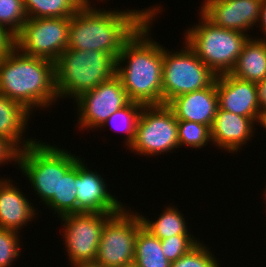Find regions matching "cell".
Returning a JSON list of instances; mask_svg holds the SVG:
<instances>
[{
	"instance_id": "35",
	"label": "cell",
	"mask_w": 266,
	"mask_h": 267,
	"mask_svg": "<svg viewBox=\"0 0 266 267\" xmlns=\"http://www.w3.org/2000/svg\"><path fill=\"white\" fill-rule=\"evenodd\" d=\"M257 124L261 125V127L265 128L266 130V109L260 110V115Z\"/></svg>"
},
{
	"instance_id": "11",
	"label": "cell",
	"mask_w": 266,
	"mask_h": 267,
	"mask_svg": "<svg viewBox=\"0 0 266 267\" xmlns=\"http://www.w3.org/2000/svg\"><path fill=\"white\" fill-rule=\"evenodd\" d=\"M70 17L27 19L15 36V47L25 55L55 61L67 49Z\"/></svg>"
},
{
	"instance_id": "5",
	"label": "cell",
	"mask_w": 266,
	"mask_h": 267,
	"mask_svg": "<svg viewBox=\"0 0 266 267\" xmlns=\"http://www.w3.org/2000/svg\"><path fill=\"white\" fill-rule=\"evenodd\" d=\"M55 144L38 139L18 152L17 165L29 181L39 204L60 199L61 176H64L81 158Z\"/></svg>"
},
{
	"instance_id": "4",
	"label": "cell",
	"mask_w": 266,
	"mask_h": 267,
	"mask_svg": "<svg viewBox=\"0 0 266 267\" xmlns=\"http://www.w3.org/2000/svg\"><path fill=\"white\" fill-rule=\"evenodd\" d=\"M117 59L97 50L66 49L54 61L55 83L60 99L74 101L116 75Z\"/></svg>"
},
{
	"instance_id": "12",
	"label": "cell",
	"mask_w": 266,
	"mask_h": 267,
	"mask_svg": "<svg viewBox=\"0 0 266 267\" xmlns=\"http://www.w3.org/2000/svg\"><path fill=\"white\" fill-rule=\"evenodd\" d=\"M130 102L120 79L115 75L91 91L83 93L73 102L78 114L76 128H81V131L99 130L113 113Z\"/></svg>"
},
{
	"instance_id": "31",
	"label": "cell",
	"mask_w": 266,
	"mask_h": 267,
	"mask_svg": "<svg viewBox=\"0 0 266 267\" xmlns=\"http://www.w3.org/2000/svg\"><path fill=\"white\" fill-rule=\"evenodd\" d=\"M18 151L6 140L0 138V165H6L13 163L17 165Z\"/></svg>"
},
{
	"instance_id": "25",
	"label": "cell",
	"mask_w": 266,
	"mask_h": 267,
	"mask_svg": "<svg viewBox=\"0 0 266 267\" xmlns=\"http://www.w3.org/2000/svg\"><path fill=\"white\" fill-rule=\"evenodd\" d=\"M143 106L141 103L131 101L127 106L113 113L99 129L102 131L106 126H110L116 132H123L125 137L123 146L128 148L134 140L137 121Z\"/></svg>"
},
{
	"instance_id": "30",
	"label": "cell",
	"mask_w": 266,
	"mask_h": 267,
	"mask_svg": "<svg viewBox=\"0 0 266 267\" xmlns=\"http://www.w3.org/2000/svg\"><path fill=\"white\" fill-rule=\"evenodd\" d=\"M200 239L193 235H175L161 240L165 257L172 263L193 248Z\"/></svg>"
},
{
	"instance_id": "15",
	"label": "cell",
	"mask_w": 266,
	"mask_h": 267,
	"mask_svg": "<svg viewBox=\"0 0 266 267\" xmlns=\"http://www.w3.org/2000/svg\"><path fill=\"white\" fill-rule=\"evenodd\" d=\"M219 109L251 118L258 122L260 106L257 83L245 81L230 73L216 77Z\"/></svg>"
},
{
	"instance_id": "13",
	"label": "cell",
	"mask_w": 266,
	"mask_h": 267,
	"mask_svg": "<svg viewBox=\"0 0 266 267\" xmlns=\"http://www.w3.org/2000/svg\"><path fill=\"white\" fill-rule=\"evenodd\" d=\"M262 0H204L199 12L212 24L249 33L260 19ZM251 28V29H250Z\"/></svg>"
},
{
	"instance_id": "28",
	"label": "cell",
	"mask_w": 266,
	"mask_h": 267,
	"mask_svg": "<svg viewBox=\"0 0 266 267\" xmlns=\"http://www.w3.org/2000/svg\"><path fill=\"white\" fill-rule=\"evenodd\" d=\"M204 241H199L186 254L177 261L172 262L171 267H220L218 259L211 252Z\"/></svg>"
},
{
	"instance_id": "2",
	"label": "cell",
	"mask_w": 266,
	"mask_h": 267,
	"mask_svg": "<svg viewBox=\"0 0 266 267\" xmlns=\"http://www.w3.org/2000/svg\"><path fill=\"white\" fill-rule=\"evenodd\" d=\"M157 6L158 11L125 43L116 61V76L129 99L143 105L163 104V44L150 34L152 22L162 13L163 6Z\"/></svg>"
},
{
	"instance_id": "16",
	"label": "cell",
	"mask_w": 266,
	"mask_h": 267,
	"mask_svg": "<svg viewBox=\"0 0 266 267\" xmlns=\"http://www.w3.org/2000/svg\"><path fill=\"white\" fill-rule=\"evenodd\" d=\"M255 124L257 125L251 118L218 108L210 128L212 144L224 152L238 153L255 137Z\"/></svg>"
},
{
	"instance_id": "8",
	"label": "cell",
	"mask_w": 266,
	"mask_h": 267,
	"mask_svg": "<svg viewBox=\"0 0 266 267\" xmlns=\"http://www.w3.org/2000/svg\"><path fill=\"white\" fill-rule=\"evenodd\" d=\"M179 149L178 120L167 106L144 105L139 114L135 137L126 149L134 155L156 156Z\"/></svg>"
},
{
	"instance_id": "3",
	"label": "cell",
	"mask_w": 266,
	"mask_h": 267,
	"mask_svg": "<svg viewBox=\"0 0 266 267\" xmlns=\"http://www.w3.org/2000/svg\"><path fill=\"white\" fill-rule=\"evenodd\" d=\"M0 93L31 113L55 105L59 98L54 61L25 55L15 47L0 60Z\"/></svg>"
},
{
	"instance_id": "18",
	"label": "cell",
	"mask_w": 266,
	"mask_h": 267,
	"mask_svg": "<svg viewBox=\"0 0 266 267\" xmlns=\"http://www.w3.org/2000/svg\"><path fill=\"white\" fill-rule=\"evenodd\" d=\"M167 106L177 120L196 122L211 128L219 108L216 79L207 88L175 97Z\"/></svg>"
},
{
	"instance_id": "29",
	"label": "cell",
	"mask_w": 266,
	"mask_h": 267,
	"mask_svg": "<svg viewBox=\"0 0 266 267\" xmlns=\"http://www.w3.org/2000/svg\"><path fill=\"white\" fill-rule=\"evenodd\" d=\"M20 233L11 229L0 228V267H13V262L21 256Z\"/></svg>"
},
{
	"instance_id": "37",
	"label": "cell",
	"mask_w": 266,
	"mask_h": 267,
	"mask_svg": "<svg viewBox=\"0 0 266 267\" xmlns=\"http://www.w3.org/2000/svg\"><path fill=\"white\" fill-rule=\"evenodd\" d=\"M264 194H262L263 196H264V200L266 201V187H265V189H263V191H262ZM265 204H266V202H265Z\"/></svg>"
},
{
	"instance_id": "21",
	"label": "cell",
	"mask_w": 266,
	"mask_h": 267,
	"mask_svg": "<svg viewBox=\"0 0 266 267\" xmlns=\"http://www.w3.org/2000/svg\"><path fill=\"white\" fill-rule=\"evenodd\" d=\"M165 209L160 213L159 217L150 220L139 213L143 227L148 230L153 236L160 240L169 238L175 235H193L190 232L184 214L181 213L175 205H165ZM157 218V219H156ZM189 229V230H188Z\"/></svg>"
},
{
	"instance_id": "17",
	"label": "cell",
	"mask_w": 266,
	"mask_h": 267,
	"mask_svg": "<svg viewBox=\"0 0 266 267\" xmlns=\"http://www.w3.org/2000/svg\"><path fill=\"white\" fill-rule=\"evenodd\" d=\"M12 179L0 178V228L22 232L39 215L26 194ZM27 197V198H26ZM30 201V202H29ZM37 209V210H35ZM37 211V212H36Z\"/></svg>"
},
{
	"instance_id": "34",
	"label": "cell",
	"mask_w": 266,
	"mask_h": 267,
	"mask_svg": "<svg viewBox=\"0 0 266 267\" xmlns=\"http://www.w3.org/2000/svg\"><path fill=\"white\" fill-rule=\"evenodd\" d=\"M260 110L266 109V78L257 83Z\"/></svg>"
},
{
	"instance_id": "23",
	"label": "cell",
	"mask_w": 266,
	"mask_h": 267,
	"mask_svg": "<svg viewBox=\"0 0 266 267\" xmlns=\"http://www.w3.org/2000/svg\"><path fill=\"white\" fill-rule=\"evenodd\" d=\"M28 19L72 17L84 0H23Z\"/></svg>"
},
{
	"instance_id": "1",
	"label": "cell",
	"mask_w": 266,
	"mask_h": 267,
	"mask_svg": "<svg viewBox=\"0 0 266 267\" xmlns=\"http://www.w3.org/2000/svg\"><path fill=\"white\" fill-rule=\"evenodd\" d=\"M95 6L86 2L70 17L67 49L97 50L117 59L125 43L158 11L157 5L122 11Z\"/></svg>"
},
{
	"instance_id": "38",
	"label": "cell",
	"mask_w": 266,
	"mask_h": 267,
	"mask_svg": "<svg viewBox=\"0 0 266 267\" xmlns=\"http://www.w3.org/2000/svg\"><path fill=\"white\" fill-rule=\"evenodd\" d=\"M84 1H85V2H92V0H84ZM98 1H99L98 4H100V1H102V2L104 1V3L107 2L106 0H97V2H98Z\"/></svg>"
},
{
	"instance_id": "39",
	"label": "cell",
	"mask_w": 266,
	"mask_h": 267,
	"mask_svg": "<svg viewBox=\"0 0 266 267\" xmlns=\"http://www.w3.org/2000/svg\"><path fill=\"white\" fill-rule=\"evenodd\" d=\"M124 267H137V266L133 263V264H130V265H126Z\"/></svg>"
},
{
	"instance_id": "27",
	"label": "cell",
	"mask_w": 266,
	"mask_h": 267,
	"mask_svg": "<svg viewBox=\"0 0 266 267\" xmlns=\"http://www.w3.org/2000/svg\"><path fill=\"white\" fill-rule=\"evenodd\" d=\"M27 19L23 0H0V25L14 36L20 32Z\"/></svg>"
},
{
	"instance_id": "36",
	"label": "cell",
	"mask_w": 266,
	"mask_h": 267,
	"mask_svg": "<svg viewBox=\"0 0 266 267\" xmlns=\"http://www.w3.org/2000/svg\"><path fill=\"white\" fill-rule=\"evenodd\" d=\"M76 267H104V266H101L95 262H92V263H85V264H80Z\"/></svg>"
},
{
	"instance_id": "22",
	"label": "cell",
	"mask_w": 266,
	"mask_h": 267,
	"mask_svg": "<svg viewBox=\"0 0 266 267\" xmlns=\"http://www.w3.org/2000/svg\"><path fill=\"white\" fill-rule=\"evenodd\" d=\"M134 264L137 267H171L161 248V240L142 227L136 236Z\"/></svg>"
},
{
	"instance_id": "10",
	"label": "cell",
	"mask_w": 266,
	"mask_h": 267,
	"mask_svg": "<svg viewBox=\"0 0 266 267\" xmlns=\"http://www.w3.org/2000/svg\"><path fill=\"white\" fill-rule=\"evenodd\" d=\"M116 213L81 212L60 217L63 245L71 267L95 261L102 229Z\"/></svg>"
},
{
	"instance_id": "26",
	"label": "cell",
	"mask_w": 266,
	"mask_h": 267,
	"mask_svg": "<svg viewBox=\"0 0 266 267\" xmlns=\"http://www.w3.org/2000/svg\"><path fill=\"white\" fill-rule=\"evenodd\" d=\"M178 142L179 148L185 145L196 150L206 147L212 142L210 127L187 120H178Z\"/></svg>"
},
{
	"instance_id": "33",
	"label": "cell",
	"mask_w": 266,
	"mask_h": 267,
	"mask_svg": "<svg viewBox=\"0 0 266 267\" xmlns=\"http://www.w3.org/2000/svg\"><path fill=\"white\" fill-rule=\"evenodd\" d=\"M258 26L260 28L259 31L262 30L261 34H263L264 36H262V37L256 36L255 38L259 39V40H266V0H262V2H261L260 19L258 22Z\"/></svg>"
},
{
	"instance_id": "20",
	"label": "cell",
	"mask_w": 266,
	"mask_h": 267,
	"mask_svg": "<svg viewBox=\"0 0 266 267\" xmlns=\"http://www.w3.org/2000/svg\"><path fill=\"white\" fill-rule=\"evenodd\" d=\"M236 78L259 83L266 78V40L250 37L230 72Z\"/></svg>"
},
{
	"instance_id": "19",
	"label": "cell",
	"mask_w": 266,
	"mask_h": 267,
	"mask_svg": "<svg viewBox=\"0 0 266 267\" xmlns=\"http://www.w3.org/2000/svg\"><path fill=\"white\" fill-rule=\"evenodd\" d=\"M31 115L22 104L0 93V138L9 142L18 152L38 140L25 138Z\"/></svg>"
},
{
	"instance_id": "32",
	"label": "cell",
	"mask_w": 266,
	"mask_h": 267,
	"mask_svg": "<svg viewBox=\"0 0 266 267\" xmlns=\"http://www.w3.org/2000/svg\"><path fill=\"white\" fill-rule=\"evenodd\" d=\"M15 48V36L0 25V60Z\"/></svg>"
},
{
	"instance_id": "6",
	"label": "cell",
	"mask_w": 266,
	"mask_h": 267,
	"mask_svg": "<svg viewBox=\"0 0 266 267\" xmlns=\"http://www.w3.org/2000/svg\"><path fill=\"white\" fill-rule=\"evenodd\" d=\"M198 13V24L186 29L183 39L217 76L230 73L253 34L218 27Z\"/></svg>"
},
{
	"instance_id": "9",
	"label": "cell",
	"mask_w": 266,
	"mask_h": 267,
	"mask_svg": "<svg viewBox=\"0 0 266 267\" xmlns=\"http://www.w3.org/2000/svg\"><path fill=\"white\" fill-rule=\"evenodd\" d=\"M142 227L139 211L131 210L129 206L114 214L102 229L94 262L104 267H124L133 264L135 240Z\"/></svg>"
},
{
	"instance_id": "14",
	"label": "cell",
	"mask_w": 266,
	"mask_h": 267,
	"mask_svg": "<svg viewBox=\"0 0 266 267\" xmlns=\"http://www.w3.org/2000/svg\"><path fill=\"white\" fill-rule=\"evenodd\" d=\"M82 158L78 161V176L75 180L77 188V213L105 212L119 213L125 204L108 189V183L97 173L88 168Z\"/></svg>"
},
{
	"instance_id": "24",
	"label": "cell",
	"mask_w": 266,
	"mask_h": 267,
	"mask_svg": "<svg viewBox=\"0 0 266 267\" xmlns=\"http://www.w3.org/2000/svg\"><path fill=\"white\" fill-rule=\"evenodd\" d=\"M78 176V162L64 175L61 176L60 199H51L44 208L51 209L55 217L77 213V188L75 185Z\"/></svg>"
},
{
	"instance_id": "7",
	"label": "cell",
	"mask_w": 266,
	"mask_h": 267,
	"mask_svg": "<svg viewBox=\"0 0 266 267\" xmlns=\"http://www.w3.org/2000/svg\"><path fill=\"white\" fill-rule=\"evenodd\" d=\"M216 77L185 41L180 51L163 46V104L177 96L209 87Z\"/></svg>"
}]
</instances>
